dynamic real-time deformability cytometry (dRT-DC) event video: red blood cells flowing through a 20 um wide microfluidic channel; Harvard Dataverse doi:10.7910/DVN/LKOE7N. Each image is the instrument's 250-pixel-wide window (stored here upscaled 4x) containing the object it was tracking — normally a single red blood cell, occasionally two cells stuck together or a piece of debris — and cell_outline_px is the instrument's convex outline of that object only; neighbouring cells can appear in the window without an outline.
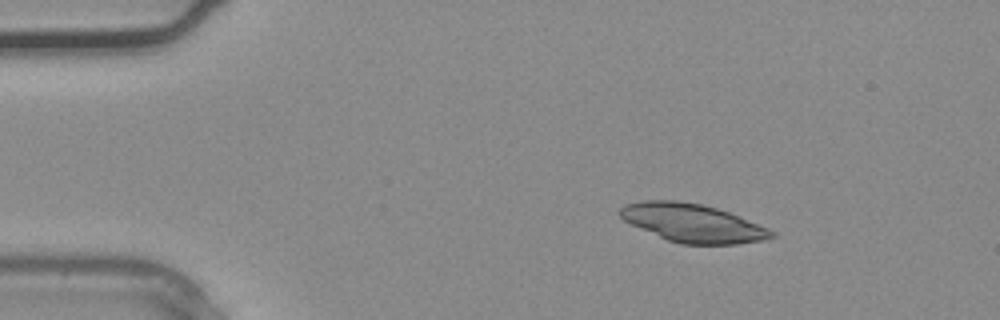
{"species": "common noctule bat (a hibernating species)", "species_latin": "Nyctalus noctula", "temperature_condition": "warm", "stored_images_in_passage": 3, "camera_frame_rate_fps": 3000, "um_per_image_px": 0.085, "animal": {"sex": "male", "body_mass_g": 20.4}, "frame": {"image": 1, "passage_image": 1, "time_ms": 0.0, "image_size_px": [1000, 320], "cell_outline_px": [[776, 236], [760, 240], [736, 244], [680, 244], [668, 240], [632, 224], [624, 220], [620, 216], [620, 208], [624, 204], [644, 200], [680, 200], [700, 204], [716, 208], [728, 212], [768, 228], [776, 232]], "centroid_in_image_um": [58.87, 18.95], "position_along_channel_um": 26.1, "area_um2": 33.41}}